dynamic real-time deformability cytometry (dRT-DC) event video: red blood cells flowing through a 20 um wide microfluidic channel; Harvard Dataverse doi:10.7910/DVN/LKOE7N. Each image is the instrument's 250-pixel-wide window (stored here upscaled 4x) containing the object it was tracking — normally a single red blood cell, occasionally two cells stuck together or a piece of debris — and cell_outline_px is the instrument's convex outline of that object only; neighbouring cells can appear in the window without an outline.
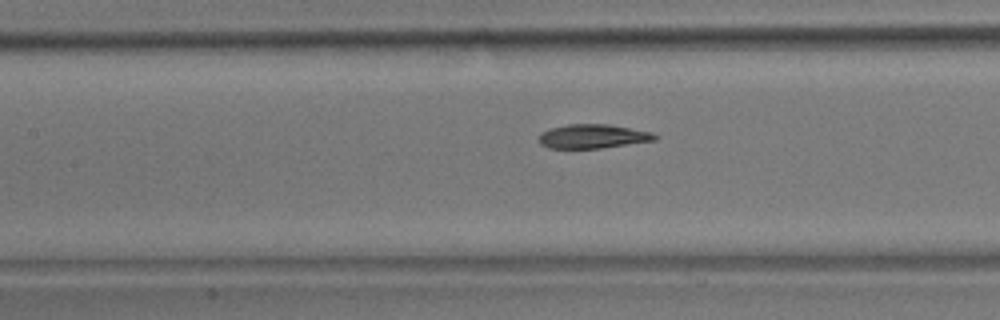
{"species": "common noctule bat (a hibernating species)", "species_latin": "Nyctalus noctula", "temperature_condition": "room temperature", "stored_images_in_passage": 7, "segment_of_instrument_passage": [2, 2], "camera_frame_rate_fps": 3000, "um_per_image_px": 0.085, "animal": {"sex": "male", "body_mass_g": 17.9}, "frame": {"image": 1, "passage_image": 7, "time_ms": 2.0, "image_size_px": [1000, 320], "cell_outline_px": [[660, 136], [656, 140], [600, 148], [548, 148], [540, 144], [536, 136], [540, 132], [552, 128], [568, 124], [608, 124], [652, 132]], "centroid_in_image_um": [50.36, 11.59], "position_along_channel_um": 157.0, "area_um2": 16.36}}